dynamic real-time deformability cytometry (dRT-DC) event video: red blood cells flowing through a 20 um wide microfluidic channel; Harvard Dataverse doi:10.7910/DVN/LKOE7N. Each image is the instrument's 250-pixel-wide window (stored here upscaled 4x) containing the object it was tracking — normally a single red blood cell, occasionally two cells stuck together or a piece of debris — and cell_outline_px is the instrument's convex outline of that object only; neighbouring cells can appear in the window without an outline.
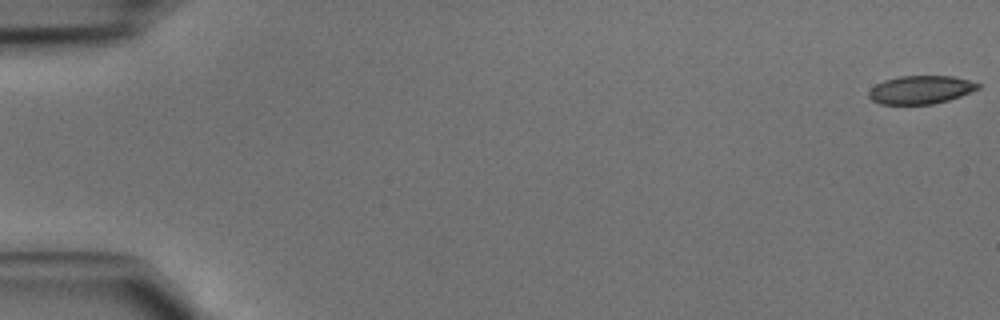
{"species": "common noctule bat (a hibernating species)", "species_latin": "Nyctalus noctula", "temperature_condition": "cold", "stored_images_in_passage": 11, "camera_frame_rate_fps": 3000, "um_per_image_px": 0.085, "animal": {"sex": "male", "body_mass_g": 15.6}, "frame": {"image": 1, "passage_image": 1, "time_ms": 0.0, "image_size_px": [1000, 320], "cell_outline_px": [[980, 88], [960, 96], [948, 100], [932, 104], [880, 104], [872, 100], [868, 96], [868, 92], [876, 84], [884, 80], [900, 76], [952, 76], [968, 80], [980, 84]], "centroid_in_image_um": [78.24, 7.63], "position_along_channel_um": 6.8, "area_um2": 17.86}}